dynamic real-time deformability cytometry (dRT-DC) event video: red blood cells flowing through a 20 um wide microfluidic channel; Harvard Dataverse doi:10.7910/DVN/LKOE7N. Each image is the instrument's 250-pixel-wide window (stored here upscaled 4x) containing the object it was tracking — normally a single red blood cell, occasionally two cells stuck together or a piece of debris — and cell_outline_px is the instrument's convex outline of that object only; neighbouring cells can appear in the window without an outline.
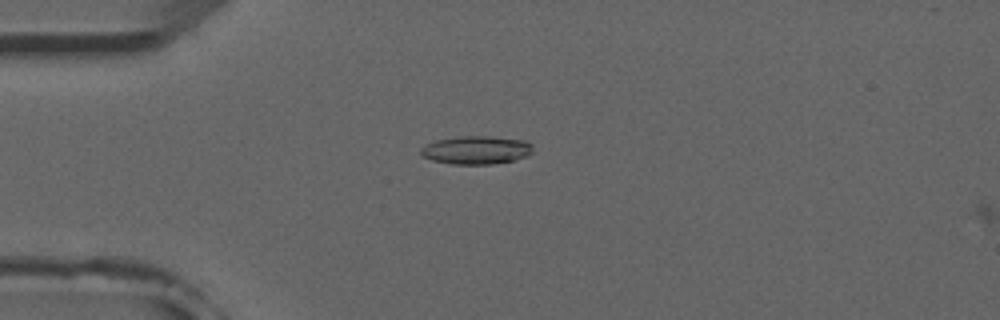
{"species": "common noctule bat (a hibernating species)", "species_latin": "Nyctalus noctula", "temperature_condition": "room temperature", "stored_images_in_passage": 46, "camera_frame_rate_fps": 3000, "um_per_image_px": 0.085, "animal": {"sex": "male", "forearm_length_mm": 52.5}, "frame": {"image": 1, "passage_image": 7, "time_ms": 2.0, "image_size_px": [1000, 320], "cell_outline_px": [[532, 152], [528, 156], [512, 160], [492, 164], [452, 164], [432, 160], [424, 156], [420, 152], [420, 148], [436, 140], [460, 136], [488, 136], [524, 140], [532, 144]], "centroid_in_image_um": [40.5, 12.75], "position_along_channel_um": 44.5, "area_um2": 18.32}}
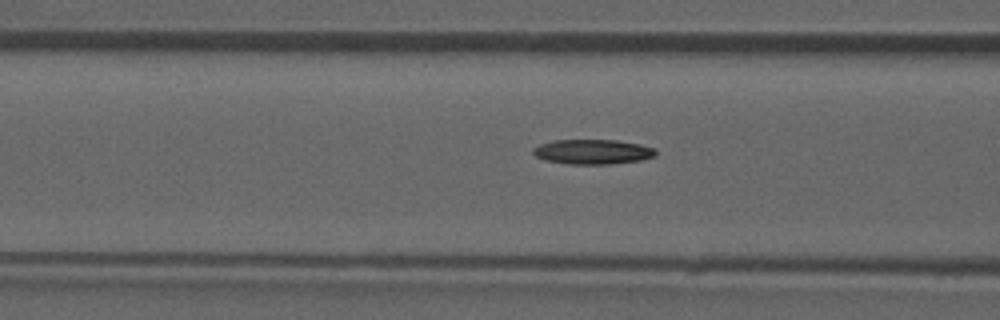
{"frame": {"image": 2, "passage_image": 14, "time_ms": 4.333, "image_size_px": [1000, 320], "cell_outline_px": [[656, 156], [640, 160], [608, 164], [568, 164], [544, 160], [536, 156], [532, 152], [532, 148], [540, 144], [552, 140], [616, 140], [640, 144], [656, 148]], "centroid_in_image_um": [50.37, 12.9], "position_along_channel_um": 116.2, "area_um2": 17.8}}
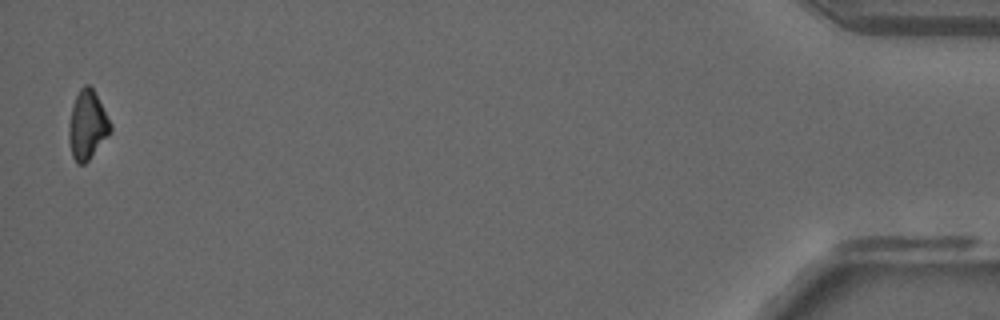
{"frame": {"image": 3, "passage_image": 45, "time_ms": 14.667, "image_size_px": [1000, 320], "cell_outline_px": [[112, 132], [88, 160], [84, 164], [76, 164], [72, 156], [68, 136], [68, 124], [72, 108], [76, 96], [80, 88], [84, 84], [88, 84], [92, 88], [112, 124]], "centroid_in_image_um": [7.42, 10.65], "position_along_channel_um": 427.8, "area_um2": 16.65}, "authors_computed_cell_mechanics": {"area_um2": 17.5134, "velocity_mm_per_s": 3.9285, "shape_relaxation_time_tau1_ms": 7.9675, "shape_relaxation_time_tau2_ms": null, "deformation_change_tau1": 0.1652, "deformation_change_tau2": null}}